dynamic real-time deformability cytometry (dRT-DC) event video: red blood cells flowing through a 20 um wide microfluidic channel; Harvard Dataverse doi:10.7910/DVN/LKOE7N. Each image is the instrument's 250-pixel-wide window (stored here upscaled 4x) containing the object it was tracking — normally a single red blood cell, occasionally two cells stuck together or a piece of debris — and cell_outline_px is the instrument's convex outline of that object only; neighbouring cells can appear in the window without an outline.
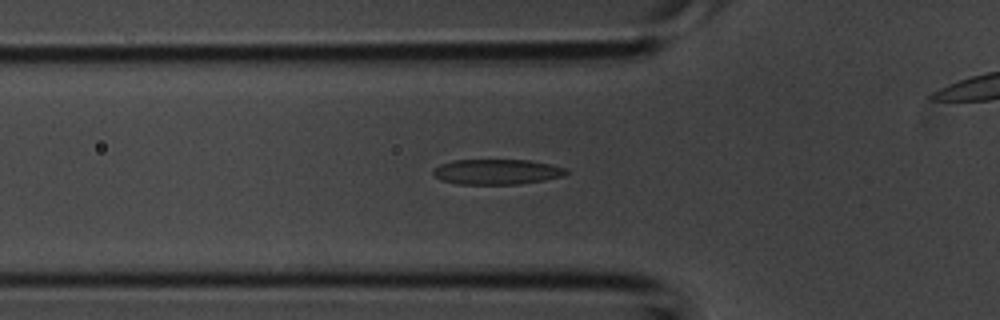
{"species": "common noctule bat (a hibernating species)", "species_latin": "Nyctalus noctula", "temperature_condition": "room temperature", "stored_images_in_passage": 39, "camera_frame_rate_fps": 3000, "um_per_image_px": 0.085, "animal": {"sex": "male", "body_mass_g": 20.1, "forearm_length_mm": 53.5}, "frame": {"image": 1, "passage_image": 10, "time_ms": 3.0, "image_size_px": [1000, 320], "cell_outline_px": [[568, 172], [564, 176], [544, 180], [520, 184], [456, 184], [440, 180], [432, 172], [440, 164], [452, 160], [528, 160], [568, 168]], "centroid_in_image_um": [42.24, 14.61], "position_along_channel_um": 83.6, "area_um2": 19.59}}
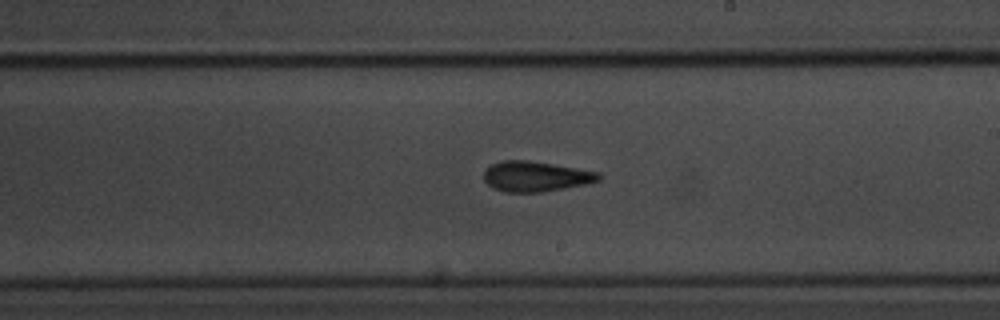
{"frame": {"image": 2, "passage_image": 20, "time_ms": 6.333, "image_size_px": [1000, 320], "cell_outline_px": [[600, 180], [584, 184], [544, 192], [504, 192], [492, 188], [484, 180], [484, 172], [492, 164], [500, 160], [528, 160], [600, 172]], "centroid_in_image_um": [45.51, 15.0], "position_along_channel_um": 243.5, "area_um2": 20.17}}
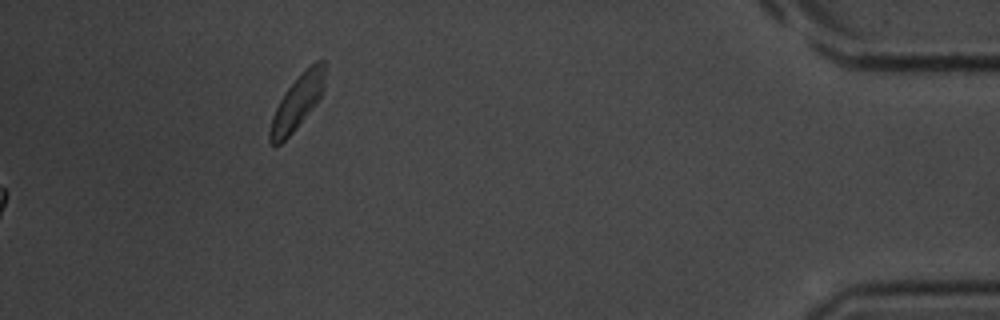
{"frame": {"image": 3, "passage_image": 39, "time_ms": 12.667, "image_size_px": [1000, 320], "cell_outline_px": [[324, 88], [320, 100], [296, 128], [280, 144], [272, 144], [268, 140], [268, 132], [272, 116], [284, 92], [316, 60], [324, 60]], "centroid_in_image_um": [25.26, 8.73], "position_along_channel_um": 409.9, "area_um2": 16.99}}